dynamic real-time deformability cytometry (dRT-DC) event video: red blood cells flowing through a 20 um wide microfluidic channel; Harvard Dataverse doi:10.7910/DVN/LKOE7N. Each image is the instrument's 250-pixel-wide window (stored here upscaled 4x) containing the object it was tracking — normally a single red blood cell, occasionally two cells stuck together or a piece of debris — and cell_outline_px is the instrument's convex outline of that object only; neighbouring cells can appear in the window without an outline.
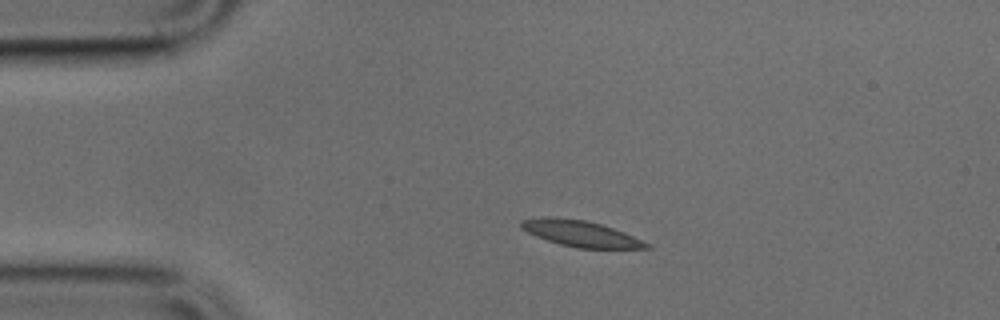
{"species": "common noctule bat (a hibernating species)", "species_latin": "Nyctalus noctula", "temperature_condition": "cold", "stored_images_in_passage": 40, "camera_frame_rate_fps": 3000, "um_per_image_px": 0.085, "animal": {"sex": "male", "body_mass_g": 17.9, "forearm_length_mm": 54.2}, "frame": {"image": 1, "passage_image": 1, "time_ms": 0.0, "image_size_px": [1000, 320], "cell_outline_px": [[652, 248], [576, 248], [560, 244], [536, 236], [520, 228], [520, 220], [584, 220], [600, 224], [624, 232], [652, 244]], "centroid_in_image_um": [49.49, 19.92], "position_along_channel_um": 35.5, "area_um2": 17.98}}
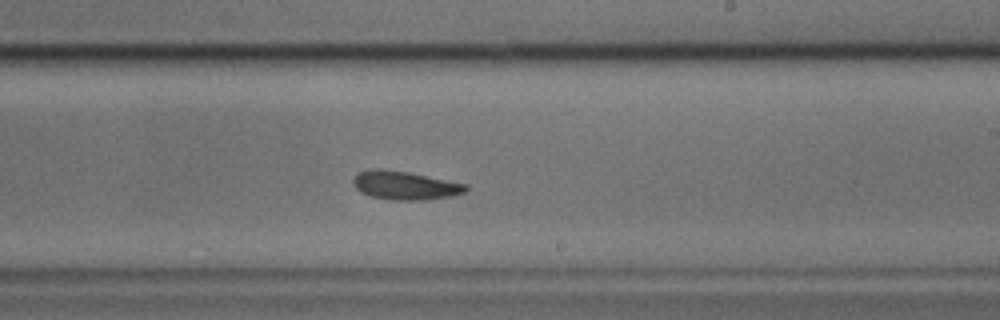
{"frame": {"image": 2, "passage_image": 20, "time_ms": 6.333, "image_size_px": [1000, 320], "cell_outline_px": [[468, 188], [464, 192], [452, 196], [428, 200], [388, 200], [372, 196], [360, 192], [352, 184], [352, 180], [360, 172], [372, 168], [380, 168], [408, 172], [468, 184]], "centroid_in_image_um": [34.42, 15.76], "position_along_channel_um": 254.6, "area_um2": 18.84}}
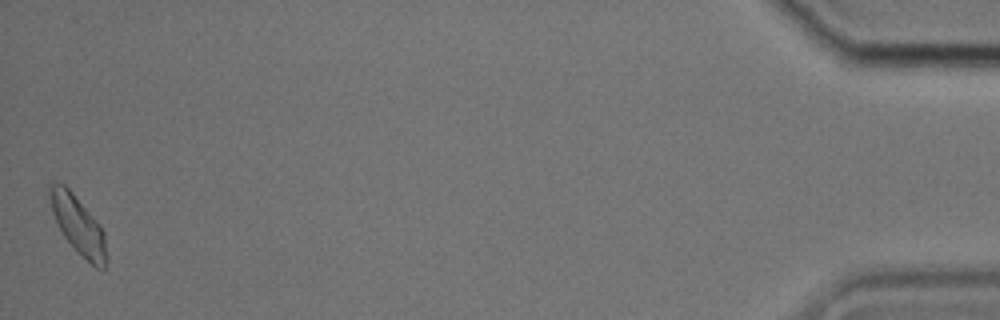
{"frame": {"image": 3, "passage_image": 40, "time_ms": 13.0, "image_size_px": [1000, 320], "cell_outline_px": [[108, 260], [104, 268], [96, 268], [76, 252], [64, 236], [52, 212], [48, 192], [48, 184], [64, 184], [72, 192], [100, 224], [104, 232], [108, 256]], "centroid_in_image_um": [6.67, 19.18], "position_along_channel_um": 428.5, "area_um2": 19.25}}